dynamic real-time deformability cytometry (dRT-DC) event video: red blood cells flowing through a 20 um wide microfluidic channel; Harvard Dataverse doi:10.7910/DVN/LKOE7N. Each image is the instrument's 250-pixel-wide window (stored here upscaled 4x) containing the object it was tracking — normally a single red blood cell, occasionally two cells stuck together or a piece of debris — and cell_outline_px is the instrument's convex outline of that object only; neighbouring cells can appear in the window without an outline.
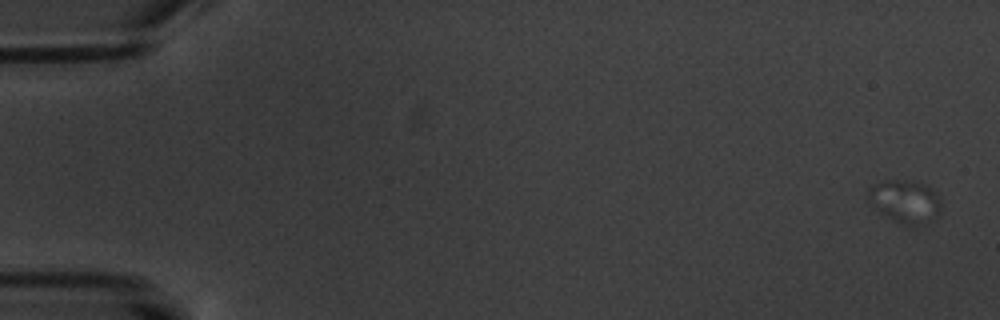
{"species": "common noctule bat (a hibernating species)", "species_latin": "Nyctalus noctula", "temperature_condition": "warm", "stored_images_in_passage": 8, "segment_of_instrument_passage": [1, 2], "camera_frame_rate_fps": 3000, "um_per_image_px": 0.085, "animal": {"sex": "male", "body_mass_g": 20.1, "forearm_length_mm": 53.5}, "frame": {"image": 1, "passage_image": 1, "time_ms": 0.0, "image_size_px": [1000, 320], "cell_outline_px": [[940, 212], [928, 224], [920, 228], [908, 228], [892, 220], [872, 204], [868, 200], [868, 188], [876, 184], [888, 180], [916, 180], [924, 184], [940, 200]], "centroid_in_image_um": [76.96, 17.18], "position_along_channel_um": 8.0, "area_um2": 18.44}}
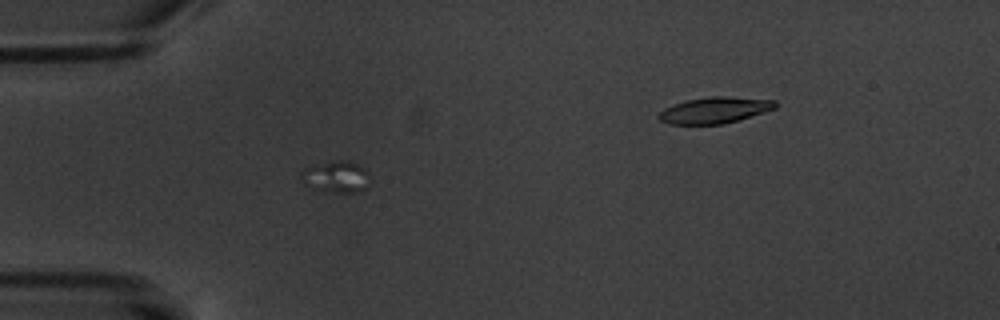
{"frame": {"image": 2, "passage_image": 7, "time_ms": 7.0, "image_size_px": [1000, 320], "cell_outline_px": [[368, 188], [356, 192], [324, 192], [312, 188], [304, 184], [300, 180], [300, 172], [304, 168], [336, 160], [348, 160], [364, 168], [368, 172]], "centroid_in_image_um": [28.54, 15.04], "position_along_channel_um": 56.5, "area_um2": 12.77}}